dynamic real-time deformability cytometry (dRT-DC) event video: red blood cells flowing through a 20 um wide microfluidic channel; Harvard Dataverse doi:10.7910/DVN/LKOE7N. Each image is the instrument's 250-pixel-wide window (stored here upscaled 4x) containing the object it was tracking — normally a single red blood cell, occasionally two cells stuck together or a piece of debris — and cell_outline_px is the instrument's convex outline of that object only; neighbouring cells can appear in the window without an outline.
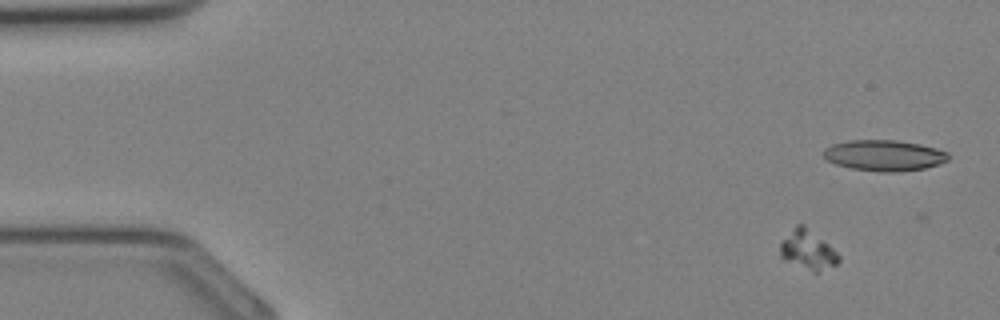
{"species": "Egyptian fruit bat (a non-hibernating species)", "species_latin": "Rousettus aegyptiacus", "temperature_condition": "cold", "stored_images_in_passage": 13, "camera_frame_rate_fps": 3000, "um_per_image_px": 0.085, "animal": {"sex": "female"}, "frame": {"image": 1, "passage_image": 1, "time_ms": 0.0, "image_size_px": [1000, 320], "cell_outline_px": [[840, 260], [836, 264], [816, 272], [812, 272], [784, 260], [780, 256], [780, 244], [796, 224], [804, 224], [828, 244], [840, 256]], "centroid_in_image_um": [68.65, 21.24], "position_along_channel_um": 16.4, "area_um2": 13.18}}